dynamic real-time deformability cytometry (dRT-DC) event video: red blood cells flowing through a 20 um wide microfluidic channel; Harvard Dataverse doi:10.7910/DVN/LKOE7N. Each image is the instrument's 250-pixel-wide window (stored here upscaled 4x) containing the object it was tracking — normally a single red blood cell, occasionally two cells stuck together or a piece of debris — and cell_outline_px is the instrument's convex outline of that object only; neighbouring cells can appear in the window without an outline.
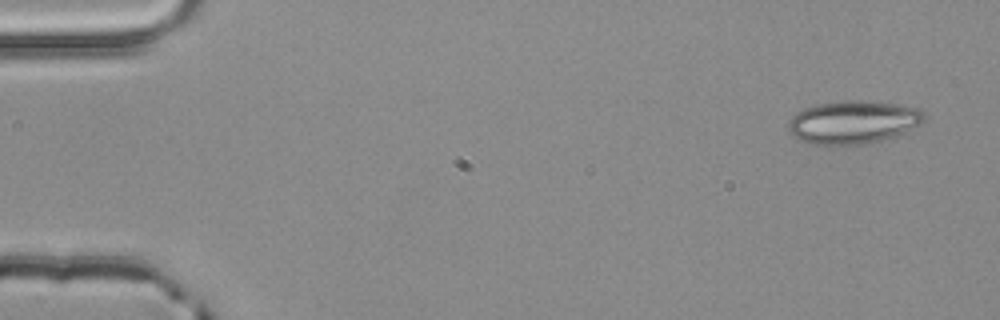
{"species": "common noctule bat (a hibernating species)", "species_latin": "Nyctalus noctula", "temperature_condition": "room temperature", "stored_images_in_passage": 5, "camera_frame_rate_fps": 3000, "um_per_image_px": 0.085, "animal": {"sex": "male", "body_mass_g": 20.4}, "frame": {"image": 1, "passage_image": 1, "time_ms": 0.0, "image_size_px": [1000, 320], "cell_outline_px": [[924, 120], [920, 124], [896, 136], [868, 144], [840, 148], [812, 144], [796, 140], [788, 128], [788, 120], [796, 112], [804, 108], [816, 104], [848, 100], [860, 100], [924, 108]], "centroid_in_image_um": [72.48, 10.43], "position_along_channel_um": 12.5, "area_um2": 35.03}}